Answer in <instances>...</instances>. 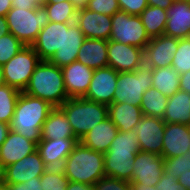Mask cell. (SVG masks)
<instances>
[{
  "label": "cell",
  "mask_w": 190,
  "mask_h": 190,
  "mask_svg": "<svg viewBox=\"0 0 190 190\" xmlns=\"http://www.w3.org/2000/svg\"><path fill=\"white\" fill-rule=\"evenodd\" d=\"M53 108L47 101L21 91L10 129L37 144L42 139V125Z\"/></svg>",
  "instance_id": "1"
},
{
  "label": "cell",
  "mask_w": 190,
  "mask_h": 190,
  "mask_svg": "<svg viewBox=\"0 0 190 190\" xmlns=\"http://www.w3.org/2000/svg\"><path fill=\"white\" fill-rule=\"evenodd\" d=\"M23 92L47 101L53 107H60L69 98L61 68L49 61H40Z\"/></svg>",
  "instance_id": "2"
},
{
  "label": "cell",
  "mask_w": 190,
  "mask_h": 190,
  "mask_svg": "<svg viewBox=\"0 0 190 190\" xmlns=\"http://www.w3.org/2000/svg\"><path fill=\"white\" fill-rule=\"evenodd\" d=\"M62 169L69 181L94 185L105 177L104 153L91 150L79 142L66 157Z\"/></svg>",
  "instance_id": "3"
},
{
  "label": "cell",
  "mask_w": 190,
  "mask_h": 190,
  "mask_svg": "<svg viewBox=\"0 0 190 190\" xmlns=\"http://www.w3.org/2000/svg\"><path fill=\"white\" fill-rule=\"evenodd\" d=\"M80 140L96 124L108 118V106L85 98H68L60 107Z\"/></svg>",
  "instance_id": "4"
},
{
  "label": "cell",
  "mask_w": 190,
  "mask_h": 190,
  "mask_svg": "<svg viewBox=\"0 0 190 190\" xmlns=\"http://www.w3.org/2000/svg\"><path fill=\"white\" fill-rule=\"evenodd\" d=\"M5 17L10 33L25 46H31L40 30L50 22L42 4L34 9L12 7Z\"/></svg>",
  "instance_id": "5"
},
{
  "label": "cell",
  "mask_w": 190,
  "mask_h": 190,
  "mask_svg": "<svg viewBox=\"0 0 190 190\" xmlns=\"http://www.w3.org/2000/svg\"><path fill=\"white\" fill-rule=\"evenodd\" d=\"M113 103L140 106L145 91L152 87V68L143 65L131 72H118Z\"/></svg>",
  "instance_id": "6"
},
{
  "label": "cell",
  "mask_w": 190,
  "mask_h": 190,
  "mask_svg": "<svg viewBox=\"0 0 190 190\" xmlns=\"http://www.w3.org/2000/svg\"><path fill=\"white\" fill-rule=\"evenodd\" d=\"M109 40L144 49L151 38L146 32L140 16L130 15L119 10L112 15Z\"/></svg>",
  "instance_id": "7"
},
{
  "label": "cell",
  "mask_w": 190,
  "mask_h": 190,
  "mask_svg": "<svg viewBox=\"0 0 190 190\" xmlns=\"http://www.w3.org/2000/svg\"><path fill=\"white\" fill-rule=\"evenodd\" d=\"M40 61L32 46H25L2 66L5 84L24 91Z\"/></svg>",
  "instance_id": "8"
},
{
  "label": "cell",
  "mask_w": 190,
  "mask_h": 190,
  "mask_svg": "<svg viewBox=\"0 0 190 190\" xmlns=\"http://www.w3.org/2000/svg\"><path fill=\"white\" fill-rule=\"evenodd\" d=\"M165 121L162 118L143 115L134 125L142 152H150L162 156Z\"/></svg>",
  "instance_id": "9"
},
{
  "label": "cell",
  "mask_w": 190,
  "mask_h": 190,
  "mask_svg": "<svg viewBox=\"0 0 190 190\" xmlns=\"http://www.w3.org/2000/svg\"><path fill=\"white\" fill-rule=\"evenodd\" d=\"M144 65L143 49L108 40V67L117 72H131Z\"/></svg>",
  "instance_id": "10"
},
{
  "label": "cell",
  "mask_w": 190,
  "mask_h": 190,
  "mask_svg": "<svg viewBox=\"0 0 190 190\" xmlns=\"http://www.w3.org/2000/svg\"><path fill=\"white\" fill-rule=\"evenodd\" d=\"M164 173V158L150 152H138L134 158L130 183L155 186Z\"/></svg>",
  "instance_id": "11"
},
{
  "label": "cell",
  "mask_w": 190,
  "mask_h": 190,
  "mask_svg": "<svg viewBox=\"0 0 190 190\" xmlns=\"http://www.w3.org/2000/svg\"><path fill=\"white\" fill-rule=\"evenodd\" d=\"M117 78L118 72L112 67L94 69L89 89L83 98L109 106L113 103Z\"/></svg>",
  "instance_id": "12"
},
{
  "label": "cell",
  "mask_w": 190,
  "mask_h": 190,
  "mask_svg": "<svg viewBox=\"0 0 190 190\" xmlns=\"http://www.w3.org/2000/svg\"><path fill=\"white\" fill-rule=\"evenodd\" d=\"M179 39L165 34L151 38L143 49L144 65L150 68H163L172 65Z\"/></svg>",
  "instance_id": "13"
},
{
  "label": "cell",
  "mask_w": 190,
  "mask_h": 190,
  "mask_svg": "<svg viewBox=\"0 0 190 190\" xmlns=\"http://www.w3.org/2000/svg\"><path fill=\"white\" fill-rule=\"evenodd\" d=\"M48 168L44 164L38 151L4 168V182L6 184L24 183L34 177H41Z\"/></svg>",
  "instance_id": "14"
},
{
  "label": "cell",
  "mask_w": 190,
  "mask_h": 190,
  "mask_svg": "<svg viewBox=\"0 0 190 190\" xmlns=\"http://www.w3.org/2000/svg\"><path fill=\"white\" fill-rule=\"evenodd\" d=\"M84 40L85 36L76 22L63 23L62 48L55 52L49 62L63 68L76 61Z\"/></svg>",
  "instance_id": "15"
},
{
  "label": "cell",
  "mask_w": 190,
  "mask_h": 190,
  "mask_svg": "<svg viewBox=\"0 0 190 190\" xmlns=\"http://www.w3.org/2000/svg\"><path fill=\"white\" fill-rule=\"evenodd\" d=\"M78 143V138L41 139L37 151L47 168H62L66 157Z\"/></svg>",
  "instance_id": "16"
},
{
  "label": "cell",
  "mask_w": 190,
  "mask_h": 190,
  "mask_svg": "<svg viewBox=\"0 0 190 190\" xmlns=\"http://www.w3.org/2000/svg\"><path fill=\"white\" fill-rule=\"evenodd\" d=\"M61 70L68 97L83 98L89 89L94 69L74 61Z\"/></svg>",
  "instance_id": "17"
},
{
  "label": "cell",
  "mask_w": 190,
  "mask_h": 190,
  "mask_svg": "<svg viewBox=\"0 0 190 190\" xmlns=\"http://www.w3.org/2000/svg\"><path fill=\"white\" fill-rule=\"evenodd\" d=\"M112 16L90 11L87 8L77 11L76 23L85 38L109 40Z\"/></svg>",
  "instance_id": "18"
},
{
  "label": "cell",
  "mask_w": 190,
  "mask_h": 190,
  "mask_svg": "<svg viewBox=\"0 0 190 190\" xmlns=\"http://www.w3.org/2000/svg\"><path fill=\"white\" fill-rule=\"evenodd\" d=\"M189 151L190 126L180 123H166L163 136L162 157H177Z\"/></svg>",
  "instance_id": "19"
},
{
  "label": "cell",
  "mask_w": 190,
  "mask_h": 190,
  "mask_svg": "<svg viewBox=\"0 0 190 190\" xmlns=\"http://www.w3.org/2000/svg\"><path fill=\"white\" fill-rule=\"evenodd\" d=\"M37 150V144L19 133L9 130L0 146V163L5 168Z\"/></svg>",
  "instance_id": "20"
},
{
  "label": "cell",
  "mask_w": 190,
  "mask_h": 190,
  "mask_svg": "<svg viewBox=\"0 0 190 190\" xmlns=\"http://www.w3.org/2000/svg\"><path fill=\"white\" fill-rule=\"evenodd\" d=\"M164 34L177 39L190 38V3L173 1L167 10Z\"/></svg>",
  "instance_id": "21"
},
{
  "label": "cell",
  "mask_w": 190,
  "mask_h": 190,
  "mask_svg": "<svg viewBox=\"0 0 190 190\" xmlns=\"http://www.w3.org/2000/svg\"><path fill=\"white\" fill-rule=\"evenodd\" d=\"M63 23L49 22L40 30L31 45L41 61H49L55 52L62 48Z\"/></svg>",
  "instance_id": "22"
},
{
  "label": "cell",
  "mask_w": 190,
  "mask_h": 190,
  "mask_svg": "<svg viewBox=\"0 0 190 190\" xmlns=\"http://www.w3.org/2000/svg\"><path fill=\"white\" fill-rule=\"evenodd\" d=\"M117 133L118 128L108 117L90 129L79 142L91 150L106 153Z\"/></svg>",
  "instance_id": "23"
},
{
  "label": "cell",
  "mask_w": 190,
  "mask_h": 190,
  "mask_svg": "<svg viewBox=\"0 0 190 190\" xmlns=\"http://www.w3.org/2000/svg\"><path fill=\"white\" fill-rule=\"evenodd\" d=\"M76 61L92 69L108 67V41L85 38Z\"/></svg>",
  "instance_id": "24"
},
{
  "label": "cell",
  "mask_w": 190,
  "mask_h": 190,
  "mask_svg": "<svg viewBox=\"0 0 190 190\" xmlns=\"http://www.w3.org/2000/svg\"><path fill=\"white\" fill-rule=\"evenodd\" d=\"M143 116L140 106L128 103H111L108 106V117L116 125L119 132L133 130Z\"/></svg>",
  "instance_id": "25"
},
{
  "label": "cell",
  "mask_w": 190,
  "mask_h": 190,
  "mask_svg": "<svg viewBox=\"0 0 190 190\" xmlns=\"http://www.w3.org/2000/svg\"><path fill=\"white\" fill-rule=\"evenodd\" d=\"M42 139L77 138L72 130L65 113L54 107L48 114L47 120L42 125Z\"/></svg>",
  "instance_id": "26"
},
{
  "label": "cell",
  "mask_w": 190,
  "mask_h": 190,
  "mask_svg": "<svg viewBox=\"0 0 190 190\" xmlns=\"http://www.w3.org/2000/svg\"><path fill=\"white\" fill-rule=\"evenodd\" d=\"M162 119L165 123H180L190 126V94L178 90L168 97V103Z\"/></svg>",
  "instance_id": "27"
},
{
  "label": "cell",
  "mask_w": 190,
  "mask_h": 190,
  "mask_svg": "<svg viewBox=\"0 0 190 190\" xmlns=\"http://www.w3.org/2000/svg\"><path fill=\"white\" fill-rule=\"evenodd\" d=\"M180 74L171 66L152 68V87L167 97L179 90Z\"/></svg>",
  "instance_id": "28"
},
{
  "label": "cell",
  "mask_w": 190,
  "mask_h": 190,
  "mask_svg": "<svg viewBox=\"0 0 190 190\" xmlns=\"http://www.w3.org/2000/svg\"><path fill=\"white\" fill-rule=\"evenodd\" d=\"M136 131L119 132L113 139L109 150L104 155L135 157L140 152Z\"/></svg>",
  "instance_id": "29"
},
{
  "label": "cell",
  "mask_w": 190,
  "mask_h": 190,
  "mask_svg": "<svg viewBox=\"0 0 190 190\" xmlns=\"http://www.w3.org/2000/svg\"><path fill=\"white\" fill-rule=\"evenodd\" d=\"M150 38L164 34L167 23V11L156 6H147L139 15Z\"/></svg>",
  "instance_id": "30"
},
{
  "label": "cell",
  "mask_w": 190,
  "mask_h": 190,
  "mask_svg": "<svg viewBox=\"0 0 190 190\" xmlns=\"http://www.w3.org/2000/svg\"><path fill=\"white\" fill-rule=\"evenodd\" d=\"M134 158L104 155L105 176L130 182Z\"/></svg>",
  "instance_id": "31"
},
{
  "label": "cell",
  "mask_w": 190,
  "mask_h": 190,
  "mask_svg": "<svg viewBox=\"0 0 190 190\" xmlns=\"http://www.w3.org/2000/svg\"><path fill=\"white\" fill-rule=\"evenodd\" d=\"M168 97L154 87L144 92L140 103L143 115L163 118Z\"/></svg>",
  "instance_id": "32"
},
{
  "label": "cell",
  "mask_w": 190,
  "mask_h": 190,
  "mask_svg": "<svg viewBox=\"0 0 190 190\" xmlns=\"http://www.w3.org/2000/svg\"><path fill=\"white\" fill-rule=\"evenodd\" d=\"M47 10L50 22L73 23L76 21L77 9L72 2L42 3Z\"/></svg>",
  "instance_id": "33"
},
{
  "label": "cell",
  "mask_w": 190,
  "mask_h": 190,
  "mask_svg": "<svg viewBox=\"0 0 190 190\" xmlns=\"http://www.w3.org/2000/svg\"><path fill=\"white\" fill-rule=\"evenodd\" d=\"M21 91L4 84L0 86V121L10 124Z\"/></svg>",
  "instance_id": "34"
},
{
  "label": "cell",
  "mask_w": 190,
  "mask_h": 190,
  "mask_svg": "<svg viewBox=\"0 0 190 190\" xmlns=\"http://www.w3.org/2000/svg\"><path fill=\"white\" fill-rule=\"evenodd\" d=\"M40 180L43 190H66L69 182L62 168H48Z\"/></svg>",
  "instance_id": "35"
},
{
  "label": "cell",
  "mask_w": 190,
  "mask_h": 190,
  "mask_svg": "<svg viewBox=\"0 0 190 190\" xmlns=\"http://www.w3.org/2000/svg\"><path fill=\"white\" fill-rule=\"evenodd\" d=\"M171 67L179 74L190 71V38L179 39Z\"/></svg>",
  "instance_id": "36"
},
{
  "label": "cell",
  "mask_w": 190,
  "mask_h": 190,
  "mask_svg": "<svg viewBox=\"0 0 190 190\" xmlns=\"http://www.w3.org/2000/svg\"><path fill=\"white\" fill-rule=\"evenodd\" d=\"M25 45L10 32L0 37V65L3 66Z\"/></svg>",
  "instance_id": "37"
},
{
  "label": "cell",
  "mask_w": 190,
  "mask_h": 190,
  "mask_svg": "<svg viewBox=\"0 0 190 190\" xmlns=\"http://www.w3.org/2000/svg\"><path fill=\"white\" fill-rule=\"evenodd\" d=\"M190 170V151L177 157L164 158V173L177 178Z\"/></svg>",
  "instance_id": "38"
},
{
  "label": "cell",
  "mask_w": 190,
  "mask_h": 190,
  "mask_svg": "<svg viewBox=\"0 0 190 190\" xmlns=\"http://www.w3.org/2000/svg\"><path fill=\"white\" fill-rule=\"evenodd\" d=\"M86 8L110 16L120 10L117 0H89Z\"/></svg>",
  "instance_id": "39"
},
{
  "label": "cell",
  "mask_w": 190,
  "mask_h": 190,
  "mask_svg": "<svg viewBox=\"0 0 190 190\" xmlns=\"http://www.w3.org/2000/svg\"><path fill=\"white\" fill-rule=\"evenodd\" d=\"M93 190H131V183L105 176L93 185Z\"/></svg>",
  "instance_id": "40"
},
{
  "label": "cell",
  "mask_w": 190,
  "mask_h": 190,
  "mask_svg": "<svg viewBox=\"0 0 190 190\" xmlns=\"http://www.w3.org/2000/svg\"><path fill=\"white\" fill-rule=\"evenodd\" d=\"M120 10L130 15L139 16L148 6L147 0H117Z\"/></svg>",
  "instance_id": "41"
},
{
  "label": "cell",
  "mask_w": 190,
  "mask_h": 190,
  "mask_svg": "<svg viewBox=\"0 0 190 190\" xmlns=\"http://www.w3.org/2000/svg\"><path fill=\"white\" fill-rule=\"evenodd\" d=\"M155 186L158 190H187L178 182L177 178L173 177L171 174L165 173H163Z\"/></svg>",
  "instance_id": "42"
},
{
  "label": "cell",
  "mask_w": 190,
  "mask_h": 190,
  "mask_svg": "<svg viewBox=\"0 0 190 190\" xmlns=\"http://www.w3.org/2000/svg\"><path fill=\"white\" fill-rule=\"evenodd\" d=\"M7 190H43L40 177H34L24 183L6 184Z\"/></svg>",
  "instance_id": "43"
},
{
  "label": "cell",
  "mask_w": 190,
  "mask_h": 190,
  "mask_svg": "<svg viewBox=\"0 0 190 190\" xmlns=\"http://www.w3.org/2000/svg\"><path fill=\"white\" fill-rule=\"evenodd\" d=\"M44 0H12V7H22L25 9H34L41 5Z\"/></svg>",
  "instance_id": "44"
},
{
  "label": "cell",
  "mask_w": 190,
  "mask_h": 190,
  "mask_svg": "<svg viewBox=\"0 0 190 190\" xmlns=\"http://www.w3.org/2000/svg\"><path fill=\"white\" fill-rule=\"evenodd\" d=\"M179 90L185 91L190 94V71L180 74Z\"/></svg>",
  "instance_id": "45"
},
{
  "label": "cell",
  "mask_w": 190,
  "mask_h": 190,
  "mask_svg": "<svg viewBox=\"0 0 190 190\" xmlns=\"http://www.w3.org/2000/svg\"><path fill=\"white\" fill-rule=\"evenodd\" d=\"M66 190H93V185L69 181Z\"/></svg>",
  "instance_id": "46"
},
{
  "label": "cell",
  "mask_w": 190,
  "mask_h": 190,
  "mask_svg": "<svg viewBox=\"0 0 190 190\" xmlns=\"http://www.w3.org/2000/svg\"><path fill=\"white\" fill-rule=\"evenodd\" d=\"M149 6H156L167 10L172 5V0H147Z\"/></svg>",
  "instance_id": "47"
},
{
  "label": "cell",
  "mask_w": 190,
  "mask_h": 190,
  "mask_svg": "<svg viewBox=\"0 0 190 190\" xmlns=\"http://www.w3.org/2000/svg\"><path fill=\"white\" fill-rule=\"evenodd\" d=\"M178 182L187 190H190V170H187L184 174H180Z\"/></svg>",
  "instance_id": "48"
},
{
  "label": "cell",
  "mask_w": 190,
  "mask_h": 190,
  "mask_svg": "<svg viewBox=\"0 0 190 190\" xmlns=\"http://www.w3.org/2000/svg\"><path fill=\"white\" fill-rule=\"evenodd\" d=\"M12 8V0H0V16H6Z\"/></svg>",
  "instance_id": "49"
},
{
  "label": "cell",
  "mask_w": 190,
  "mask_h": 190,
  "mask_svg": "<svg viewBox=\"0 0 190 190\" xmlns=\"http://www.w3.org/2000/svg\"><path fill=\"white\" fill-rule=\"evenodd\" d=\"M9 130V124L0 121V146L6 140Z\"/></svg>",
  "instance_id": "50"
},
{
  "label": "cell",
  "mask_w": 190,
  "mask_h": 190,
  "mask_svg": "<svg viewBox=\"0 0 190 190\" xmlns=\"http://www.w3.org/2000/svg\"><path fill=\"white\" fill-rule=\"evenodd\" d=\"M9 27L5 16H0V37L9 33Z\"/></svg>",
  "instance_id": "51"
},
{
  "label": "cell",
  "mask_w": 190,
  "mask_h": 190,
  "mask_svg": "<svg viewBox=\"0 0 190 190\" xmlns=\"http://www.w3.org/2000/svg\"><path fill=\"white\" fill-rule=\"evenodd\" d=\"M131 190H158L156 186H149L139 183H131Z\"/></svg>",
  "instance_id": "52"
},
{
  "label": "cell",
  "mask_w": 190,
  "mask_h": 190,
  "mask_svg": "<svg viewBox=\"0 0 190 190\" xmlns=\"http://www.w3.org/2000/svg\"><path fill=\"white\" fill-rule=\"evenodd\" d=\"M89 0H71L77 10L86 8Z\"/></svg>",
  "instance_id": "53"
},
{
  "label": "cell",
  "mask_w": 190,
  "mask_h": 190,
  "mask_svg": "<svg viewBox=\"0 0 190 190\" xmlns=\"http://www.w3.org/2000/svg\"><path fill=\"white\" fill-rule=\"evenodd\" d=\"M5 84V80H4V74H3V68L0 65V86Z\"/></svg>",
  "instance_id": "54"
},
{
  "label": "cell",
  "mask_w": 190,
  "mask_h": 190,
  "mask_svg": "<svg viewBox=\"0 0 190 190\" xmlns=\"http://www.w3.org/2000/svg\"><path fill=\"white\" fill-rule=\"evenodd\" d=\"M4 182V167L0 163V183Z\"/></svg>",
  "instance_id": "55"
},
{
  "label": "cell",
  "mask_w": 190,
  "mask_h": 190,
  "mask_svg": "<svg viewBox=\"0 0 190 190\" xmlns=\"http://www.w3.org/2000/svg\"><path fill=\"white\" fill-rule=\"evenodd\" d=\"M62 1L71 2V0H44L43 3H57Z\"/></svg>",
  "instance_id": "56"
},
{
  "label": "cell",
  "mask_w": 190,
  "mask_h": 190,
  "mask_svg": "<svg viewBox=\"0 0 190 190\" xmlns=\"http://www.w3.org/2000/svg\"><path fill=\"white\" fill-rule=\"evenodd\" d=\"M0 190H7L5 182L0 183Z\"/></svg>",
  "instance_id": "57"
}]
</instances>
